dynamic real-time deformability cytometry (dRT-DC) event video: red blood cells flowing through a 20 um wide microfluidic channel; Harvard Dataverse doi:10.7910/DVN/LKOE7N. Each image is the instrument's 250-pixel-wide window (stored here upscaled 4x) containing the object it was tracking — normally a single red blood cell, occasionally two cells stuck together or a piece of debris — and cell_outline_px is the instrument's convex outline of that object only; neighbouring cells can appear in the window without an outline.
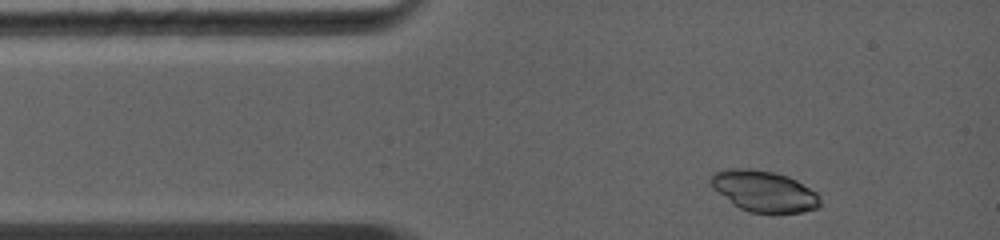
{"species": "common noctule bat (a hibernating species)", "species_latin": "Nyctalus noctula", "temperature_condition": "warm", "stored_images_in_passage": 5, "camera_frame_rate_fps": 5000, "um_per_image_px": 0.085, "animal": {"sex": "female", "body_mass_g": 19.0, "forearm_length_mm": 56.7}, "frame": {"image": 1, "passage_image": 1, "time_ms": 0.0, "image_size_px": [1000, 240], "cell_outline_px": [[820, 204], [816, 208], [800, 212], [748, 212], [732, 204], [712, 188], [708, 184], [708, 176], [712, 172], [728, 168], [748, 168], [772, 172], [788, 176], [796, 180], [816, 192], [820, 196]], "centroid_in_image_um": [64.85, 16.23], "position_along_channel_um": 20.1, "area_um2": 26.3}}
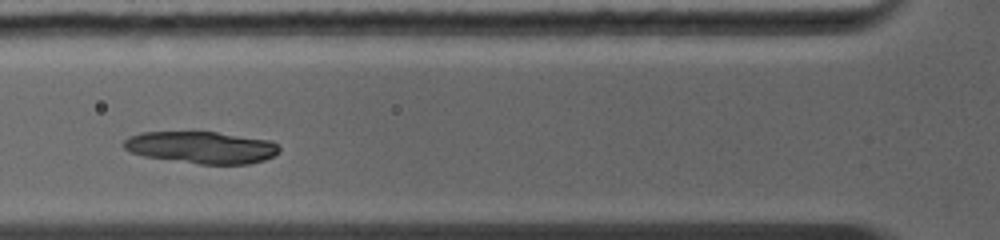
{"frame": {"image": 2, "passage_image": 5, "time_ms": 2.8, "image_size_px": [1000, 240], "cell_outline_px": [[280, 152], [264, 160], [248, 164], [200, 164], [144, 156], [132, 152], [124, 148], [124, 140], [128, 136], [140, 132], [216, 132], [272, 140], [280, 148]], "centroid_in_image_um": [17.14, 12.52], "position_along_channel_um": 108.7, "area_um2": 28.96}}